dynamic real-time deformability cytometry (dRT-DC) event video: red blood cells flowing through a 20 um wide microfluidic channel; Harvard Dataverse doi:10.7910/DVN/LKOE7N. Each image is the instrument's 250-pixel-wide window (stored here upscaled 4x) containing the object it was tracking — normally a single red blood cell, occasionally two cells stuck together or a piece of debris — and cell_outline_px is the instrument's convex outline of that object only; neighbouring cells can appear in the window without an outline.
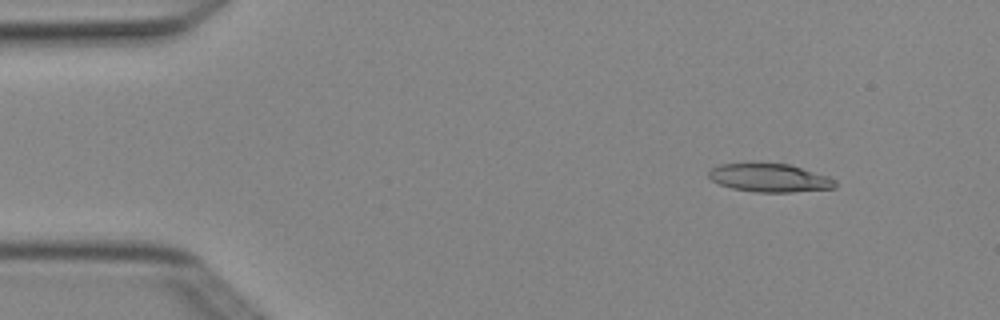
{"species": "Egyptian fruit bat (a non-hibernating species)", "species_latin": "Rousettus aegyptiacus", "temperature_condition": "cold", "stored_images_in_passage": 4, "camera_frame_rate_fps": 3000, "um_per_image_px": 0.085, "animal": {"sex": "female"}, "frame": {"image": 1, "passage_image": 1, "time_ms": 0.0, "image_size_px": [1000, 320], "cell_outline_px": [[836, 188], [792, 192], [756, 192], [732, 188], [720, 184], [712, 180], [708, 176], [708, 172], [712, 168], [720, 164], [752, 160], [788, 164], [828, 176], [836, 180]], "centroid_in_image_um": [65.38, 15.07], "position_along_channel_um": 19.6, "area_um2": 21.56}}
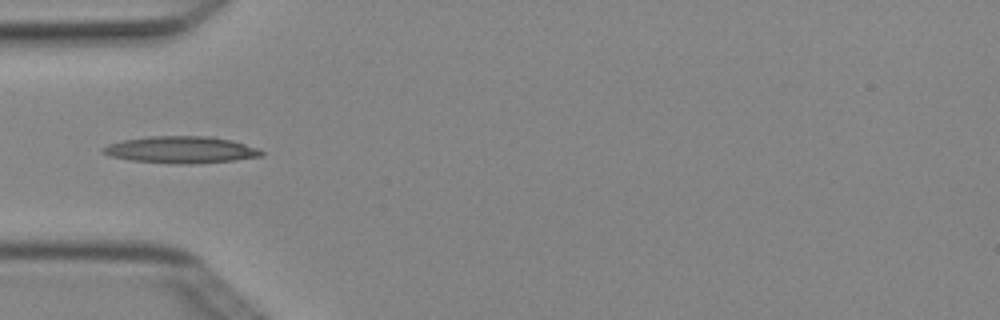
{"frame": {"image": 2, "passage_image": 3, "time_ms": 0.667, "image_size_px": [1000, 320], "cell_outline_px": [[264, 156], [232, 160], [188, 164], [176, 164], [128, 160], [112, 156], [100, 152], [100, 148], [108, 144], [124, 140], [148, 136], [212, 136], [232, 140], [260, 148], [264, 152]], "centroid_in_image_um": [15.39, 12.72], "position_along_channel_um": 69.6, "area_um2": 24.97}}
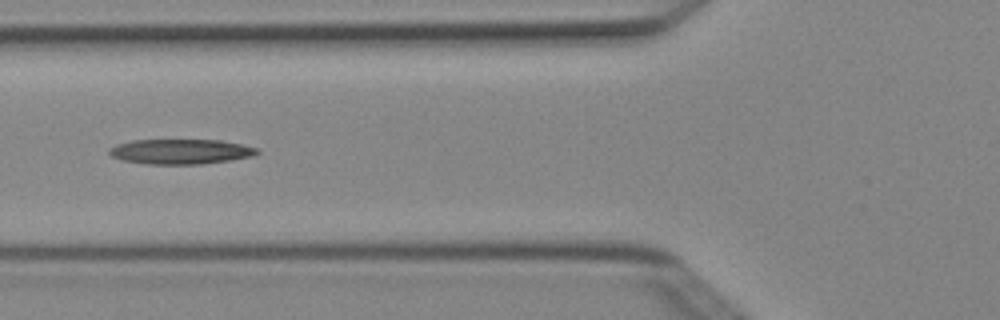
{"frame": {"image": 3, "passage_image": 4, "time_ms": 1.0, "image_size_px": [1000, 320], "cell_outline_px": [[260, 152], [252, 156], [228, 160], [200, 164], [148, 164], [124, 160], [112, 156], [108, 152], [108, 148], [116, 144], [132, 140], [220, 140], [240, 144], [256, 148]], "centroid_in_image_um": [15.31, 12.88], "position_along_channel_um": 110.5, "area_um2": 21.33}}